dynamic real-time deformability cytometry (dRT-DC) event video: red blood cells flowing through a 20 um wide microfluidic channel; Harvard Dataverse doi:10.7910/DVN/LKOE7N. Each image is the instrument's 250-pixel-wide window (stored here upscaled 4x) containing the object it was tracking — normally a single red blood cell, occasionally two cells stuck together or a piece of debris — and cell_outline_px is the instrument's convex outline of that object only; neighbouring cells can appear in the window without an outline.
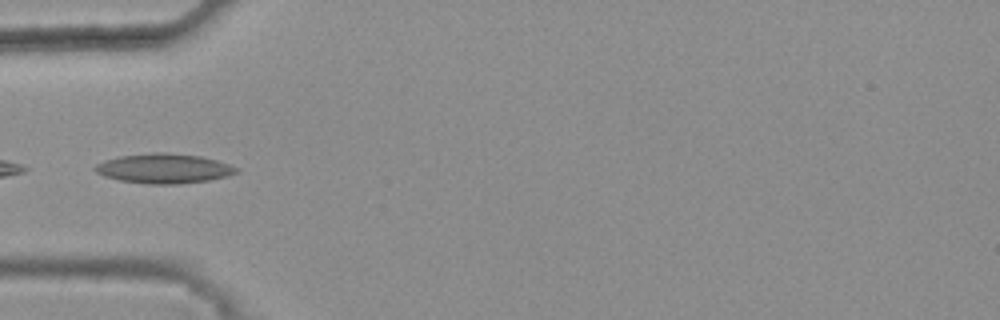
{"species": "common noctule bat (a hibernating species)", "species_latin": "Nyctalus noctula", "temperature_condition": "warm", "stored_images_in_passage": 28, "camera_frame_rate_fps": 3000, "um_per_image_px": 0.085, "animal": {"sex": "female", "body_mass_g": 25.1}, "frame": {"image": 1, "passage_image": 1, "time_ms": 0.0, "image_size_px": [1000, 320], "cell_outline_px": [[240, 172], [228, 176], [208, 180], [176, 184], [148, 184], [120, 180], [104, 176], [96, 172], [92, 168], [96, 164], [104, 160], [120, 156], [152, 152], [168, 152], [200, 156], [216, 160], [240, 168]], "centroid_in_image_um": [13.94, 14.31], "position_along_channel_um": 71.1, "area_um2": 24.57}}
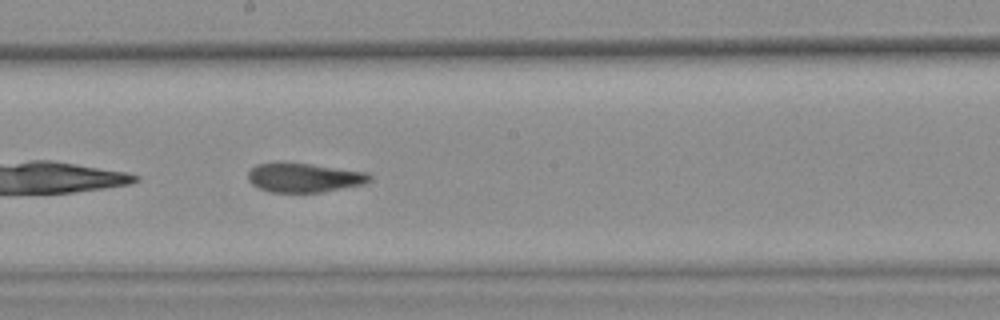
{"frame": {"image": 2, "passage_image": 13, "time_ms": 4.0, "image_size_px": [1000, 320], "cell_outline_px": [[372, 180], [364, 184], [320, 192], [272, 192], [260, 188], [252, 184], [248, 180], [248, 172], [256, 164], [280, 160], [284, 160], [368, 172], [372, 176]], "centroid_in_image_um": [25.83, 15.06], "position_along_channel_um": 222.4, "area_um2": 21.15}}